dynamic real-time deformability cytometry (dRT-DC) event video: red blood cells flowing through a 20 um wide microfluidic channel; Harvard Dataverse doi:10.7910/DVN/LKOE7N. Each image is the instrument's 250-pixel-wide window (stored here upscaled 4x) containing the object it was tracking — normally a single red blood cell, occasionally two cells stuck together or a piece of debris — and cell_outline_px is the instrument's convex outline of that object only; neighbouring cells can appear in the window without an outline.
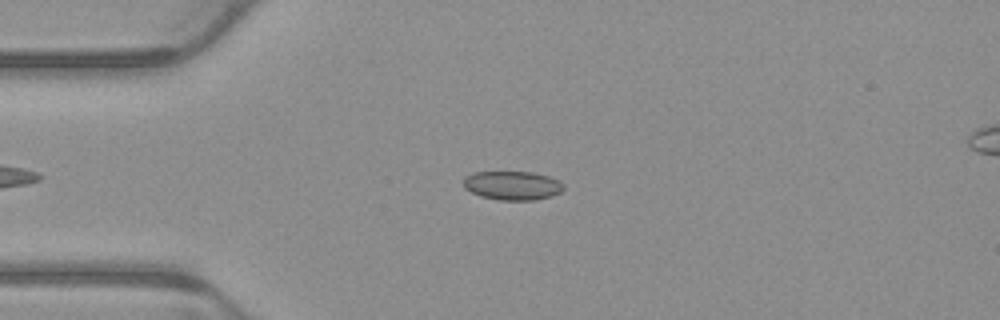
{"species": "common noctule bat (a hibernating species)", "species_latin": "Nyctalus noctula", "temperature_condition": "warm", "stored_images_in_passage": 5, "camera_frame_rate_fps": 3000, "um_per_image_px": 0.085, "animal": {"sex": "male", "body_mass_g": 23.1, "forearm_length_mm": 52.7}, "frame": {"image": 1, "passage_image": 3, "time_ms": 0.667, "image_size_px": [1000, 320], "cell_outline_px": [[564, 188], [560, 192], [552, 196], [536, 200], [500, 200], [480, 196], [464, 188], [464, 176], [472, 172], [532, 172], [548, 176], [560, 180], [564, 184]], "centroid_in_image_um": [43.57, 15.76], "position_along_channel_um": 41.4, "area_um2": 16.99}}